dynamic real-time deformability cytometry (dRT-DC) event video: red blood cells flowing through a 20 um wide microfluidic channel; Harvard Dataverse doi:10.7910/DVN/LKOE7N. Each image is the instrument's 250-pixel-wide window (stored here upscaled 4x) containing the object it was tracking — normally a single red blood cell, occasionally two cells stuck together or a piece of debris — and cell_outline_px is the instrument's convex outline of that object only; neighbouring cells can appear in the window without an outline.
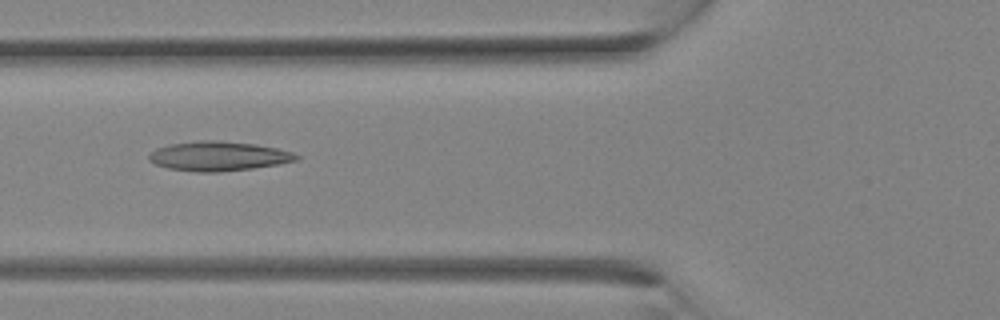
{"species": "Egyptian fruit bat (a non-hibernating species)", "species_latin": "Rousettus aegyptiacus", "temperature_condition": "room temperature", "stored_images_in_passage": 4, "camera_frame_rate_fps": 3000, "um_per_image_px": 0.085, "animal": {"sex": "female"}, "frame": {"image": 1, "passage_image": 4, "time_ms": 3.333, "image_size_px": [1000, 320], "cell_outline_px": [[300, 156], [296, 160], [276, 164], [252, 168], [220, 172], [196, 172], [168, 168], [156, 164], [148, 160], [148, 156], [156, 148], [168, 144], [200, 140], [216, 140], [256, 144], [276, 148], [292, 152]], "centroid_in_image_um": [18.53, 13.26], "position_along_channel_um": 107.3, "area_um2": 25.2}}